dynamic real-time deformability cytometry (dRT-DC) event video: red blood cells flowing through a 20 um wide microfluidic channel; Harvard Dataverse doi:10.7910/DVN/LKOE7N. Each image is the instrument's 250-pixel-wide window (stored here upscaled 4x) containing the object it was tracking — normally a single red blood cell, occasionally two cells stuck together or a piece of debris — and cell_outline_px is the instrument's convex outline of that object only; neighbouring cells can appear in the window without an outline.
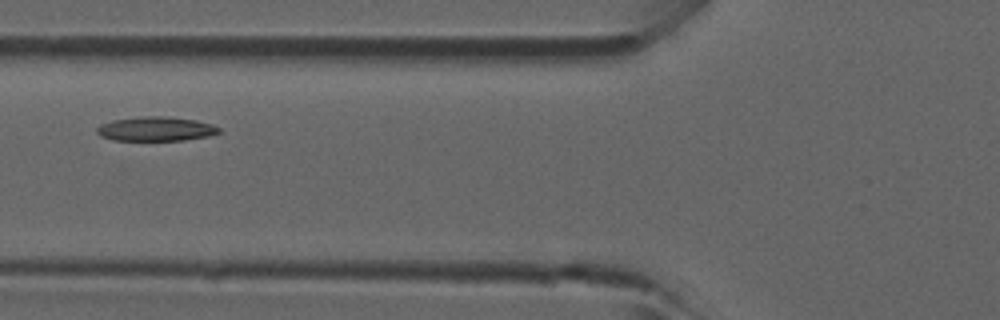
{"species": "common noctule bat (a hibernating species)", "species_latin": "Nyctalus noctula", "temperature_condition": "room temperature", "stored_images_in_passage": 41, "camera_frame_rate_fps": 3000, "um_per_image_px": 0.085, "animal": {"sex": "male", "forearm_length_mm": 52.5}, "frame": {"image": 1, "passage_image": 12, "time_ms": 3.667, "image_size_px": [1000, 320], "cell_outline_px": [[220, 132], [208, 136], [184, 140], [112, 140], [100, 136], [96, 132], [96, 128], [100, 124], [112, 120], [140, 116], [168, 116], [196, 120], [212, 124], [220, 128]], "centroid_in_image_um": [13.22, 10.95], "position_along_channel_um": 112.6, "area_um2": 17.4}}